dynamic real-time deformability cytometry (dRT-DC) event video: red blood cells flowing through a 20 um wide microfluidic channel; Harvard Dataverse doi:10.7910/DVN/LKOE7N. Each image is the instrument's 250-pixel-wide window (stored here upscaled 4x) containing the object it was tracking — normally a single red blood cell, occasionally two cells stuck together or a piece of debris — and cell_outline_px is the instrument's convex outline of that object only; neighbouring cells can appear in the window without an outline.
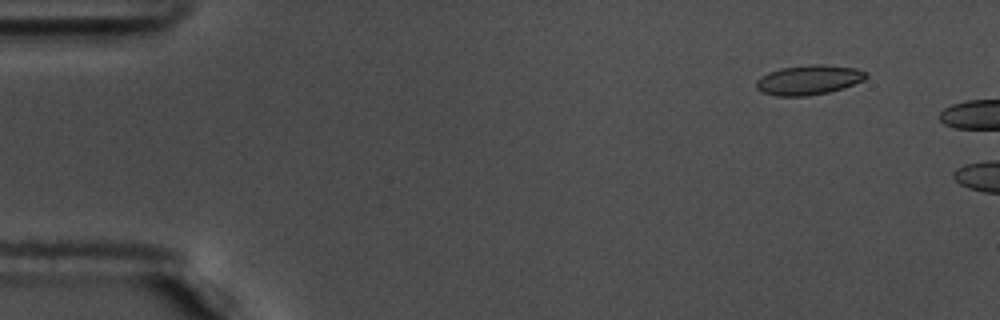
{"species": "common noctule bat (a hibernating species)", "species_latin": "Nyctalus noctula", "temperature_condition": "warm", "stored_images_in_passage": 9, "camera_frame_rate_fps": 3000, "um_per_image_px": 0.085, "animal": {"sex": "male", "body_mass_g": 17.5, "forearm_length_mm": 52.3}, "frame": {"image": 1, "passage_image": 6, "time_ms": 1.667, "image_size_px": [1000, 320], "cell_outline_px": [[868, 76], [864, 80], [844, 88], [828, 92], [808, 96], [776, 96], [760, 92], [756, 88], [756, 80], [760, 76], [768, 72], [780, 68], [812, 64], [820, 64], [856, 68], [868, 72]], "centroid_in_image_um": [68.73, 6.79], "position_along_channel_um": 16.3, "area_um2": 19.25}}